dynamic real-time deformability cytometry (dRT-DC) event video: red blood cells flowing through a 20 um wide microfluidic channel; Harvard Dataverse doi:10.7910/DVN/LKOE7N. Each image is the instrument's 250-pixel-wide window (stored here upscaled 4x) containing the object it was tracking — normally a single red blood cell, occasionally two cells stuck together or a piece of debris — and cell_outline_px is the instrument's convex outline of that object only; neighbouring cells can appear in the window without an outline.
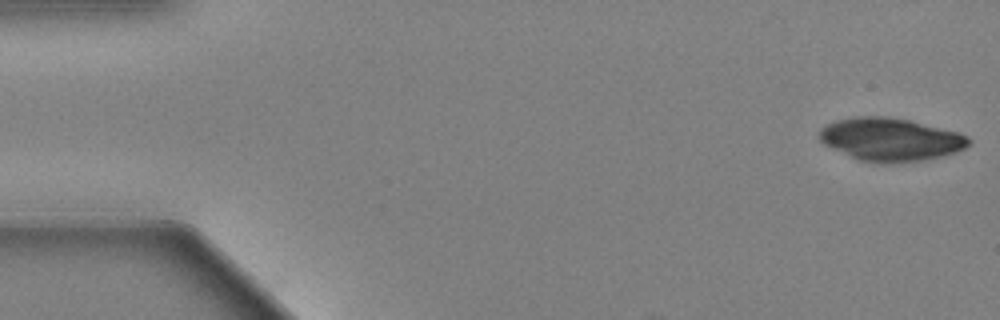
{"species": "Egyptian fruit bat (a non-hibernating species)", "species_latin": "Rousettus aegyptiacus", "temperature_condition": "warm", "stored_images_in_passage": 17, "camera_frame_rate_fps": 3000, "um_per_image_px": 0.085, "animal": {"sex": "female"}, "frame": {"image": 1, "passage_image": 1, "time_ms": 0.0, "image_size_px": [1000, 320], "cell_outline_px": [[972, 140], [964, 148], [940, 156], [920, 160], [892, 164], [860, 160], [832, 148], [824, 144], [820, 140], [820, 128], [836, 120], [856, 116], [888, 116], [912, 120], [956, 132], [968, 136]], "centroid_in_image_um": [75.68, 11.83], "position_along_channel_um": 9.3, "area_um2": 37.11}}